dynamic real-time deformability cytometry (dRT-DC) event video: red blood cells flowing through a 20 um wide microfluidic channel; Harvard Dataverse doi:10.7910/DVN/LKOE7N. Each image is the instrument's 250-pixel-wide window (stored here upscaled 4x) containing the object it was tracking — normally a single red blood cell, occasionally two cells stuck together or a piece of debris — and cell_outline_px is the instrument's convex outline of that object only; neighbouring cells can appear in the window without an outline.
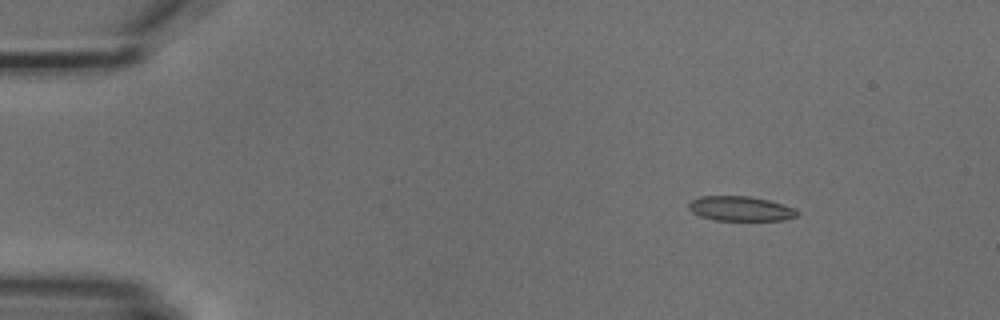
{"species": "common noctule bat (a hibernating species)", "species_latin": "Nyctalus noctula", "temperature_condition": "cold", "stored_images_in_passage": 5, "camera_frame_rate_fps": 3000, "um_per_image_px": 0.085, "animal": {"sex": "male", "body_mass_g": 18.8}, "frame": {"image": 1, "passage_image": 1, "time_ms": 0.0, "image_size_px": [1000, 320], "cell_outline_px": [[800, 212], [796, 216], [784, 220], [712, 220], [700, 216], [692, 212], [688, 208], [688, 204], [692, 200], [700, 196], [748, 196], [768, 200], [796, 208]], "centroid_in_image_um": [62.94, 17.73], "position_along_channel_um": 22.1, "area_um2": 15.66}}
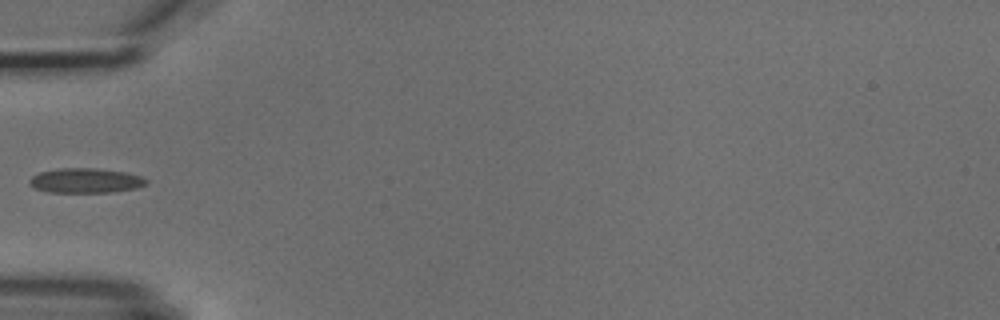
{"frame": {"image": 2, "passage_image": 4, "time_ms": 3.667, "image_size_px": [1000, 320], "cell_outline_px": [[148, 184], [136, 188], [112, 192], [48, 192], [36, 188], [28, 184], [28, 180], [32, 176], [40, 172], [60, 168], [96, 168], [124, 172], [140, 176], [148, 180]], "centroid_in_image_um": [7.27, 15.35], "position_along_channel_um": 77.7, "area_um2": 16.82}}
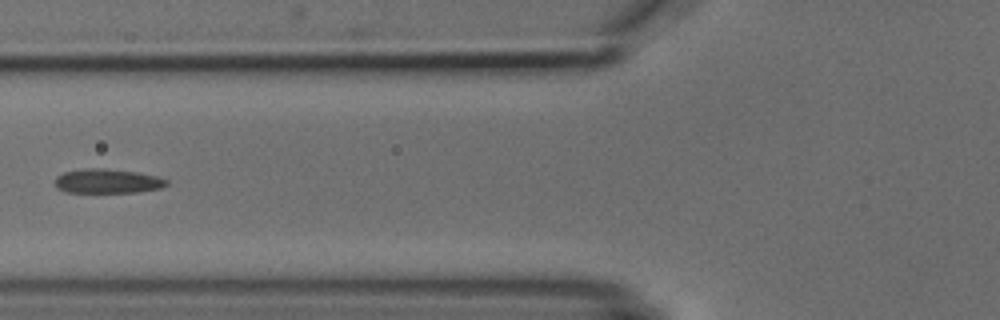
{"frame": {"image": 3, "passage_image": 5, "time_ms": 4.667, "image_size_px": [1000, 320], "cell_outline_px": [[168, 184], [160, 188], [136, 192], [64, 192], [56, 188], [56, 176], [64, 172], [84, 168], [104, 168], [136, 172], [156, 176], [168, 180]], "centroid_in_image_um": [9.11, 15.39], "position_along_channel_um": 116.7, "area_um2": 15.78}}